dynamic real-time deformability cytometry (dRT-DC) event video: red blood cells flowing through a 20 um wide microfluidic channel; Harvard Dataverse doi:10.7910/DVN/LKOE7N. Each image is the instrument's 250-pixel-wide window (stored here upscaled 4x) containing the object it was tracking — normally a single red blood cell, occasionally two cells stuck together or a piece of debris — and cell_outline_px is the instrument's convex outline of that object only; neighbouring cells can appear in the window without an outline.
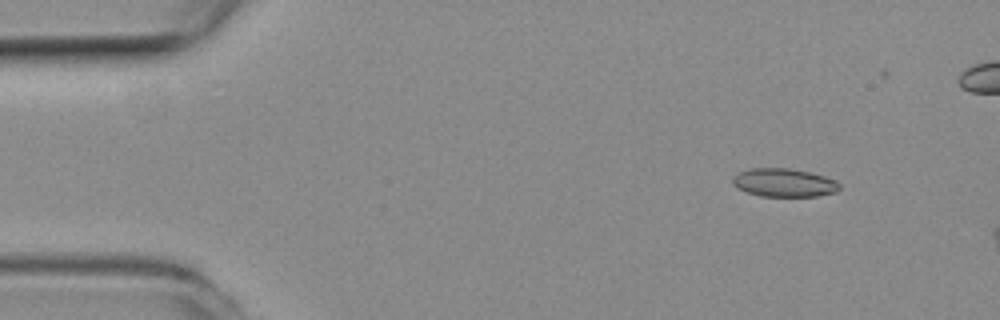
{"species": "common noctule bat (a hibernating species)", "species_latin": "Nyctalus noctula", "temperature_condition": "room temperature", "stored_images_in_passage": 12, "camera_frame_rate_fps": 3000, "um_per_image_px": 0.085, "animal": {"sex": "female", "body_mass_g": 19.3, "forearm_length_mm": 54.1}, "frame": {"image": 1, "passage_image": 4, "time_ms": 1.0, "image_size_px": [1000, 320], "cell_outline_px": [[840, 188], [836, 192], [816, 196], [760, 196], [748, 192], [732, 184], [732, 176], [740, 172], [752, 168], [788, 168], [808, 172], [824, 176], [836, 180], [840, 184]], "centroid_in_image_um": [66.65, 15.52], "position_along_channel_um": 18.3, "area_um2": 17.51}}